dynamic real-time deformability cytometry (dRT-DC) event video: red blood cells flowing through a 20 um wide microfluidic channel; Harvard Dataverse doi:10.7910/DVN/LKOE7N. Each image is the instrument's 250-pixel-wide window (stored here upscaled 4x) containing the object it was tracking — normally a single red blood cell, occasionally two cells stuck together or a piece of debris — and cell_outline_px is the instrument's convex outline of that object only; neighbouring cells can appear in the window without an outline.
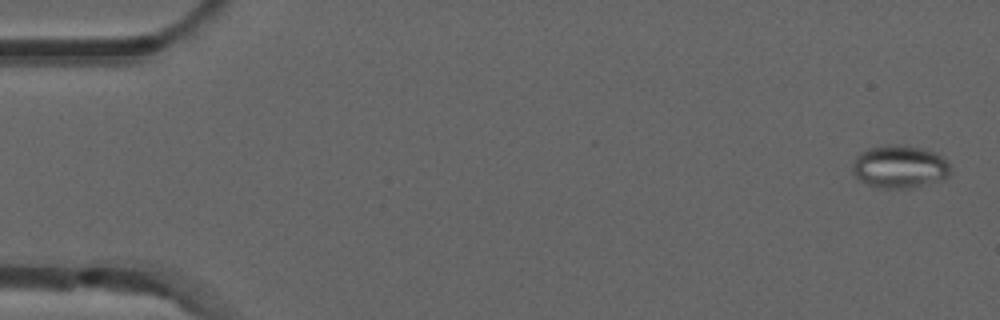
{"species": "common noctule bat (a hibernating species)", "species_latin": "Nyctalus noctula", "temperature_condition": "room temperature", "stored_images_in_passage": 5, "camera_frame_rate_fps": 3000, "um_per_image_px": 0.085, "animal": {"sex": "male", "forearm_length_mm": 52.5}, "frame": {"image": 1, "passage_image": 1, "time_ms": 0.0, "image_size_px": [1000, 320], "cell_outline_px": [[952, 172], [948, 176], [940, 180], [912, 188], [876, 188], [860, 180], [852, 172], [852, 164], [856, 156], [860, 152], [868, 148], [888, 144], [920, 148], [932, 152], [940, 156], [948, 164]], "centroid_in_image_um": [76.42, 14.18], "position_along_channel_um": 8.6, "area_um2": 24.28}}
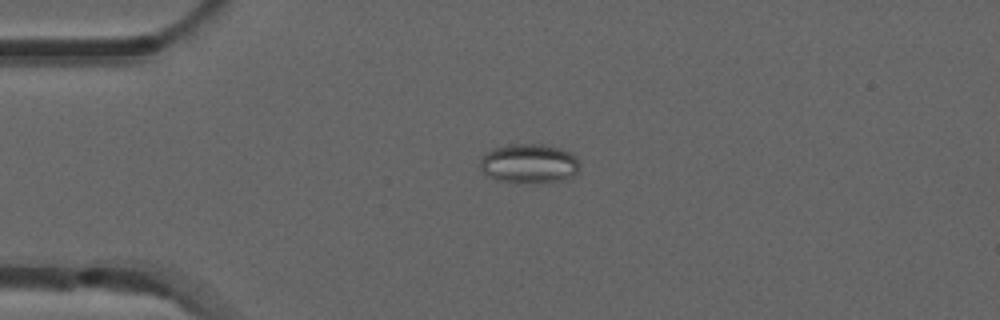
{"frame": {"image": 2, "passage_image": 4, "time_ms": 1.0, "image_size_px": [1000, 320], "cell_outline_px": [[580, 172], [568, 180], [516, 184], [496, 180], [484, 176], [480, 168], [480, 160], [492, 148], [508, 144], [544, 144], [560, 148], [576, 156], [580, 160]], "centroid_in_image_um": [44.99, 13.93], "position_along_channel_um": 40.0, "area_um2": 23.64}}